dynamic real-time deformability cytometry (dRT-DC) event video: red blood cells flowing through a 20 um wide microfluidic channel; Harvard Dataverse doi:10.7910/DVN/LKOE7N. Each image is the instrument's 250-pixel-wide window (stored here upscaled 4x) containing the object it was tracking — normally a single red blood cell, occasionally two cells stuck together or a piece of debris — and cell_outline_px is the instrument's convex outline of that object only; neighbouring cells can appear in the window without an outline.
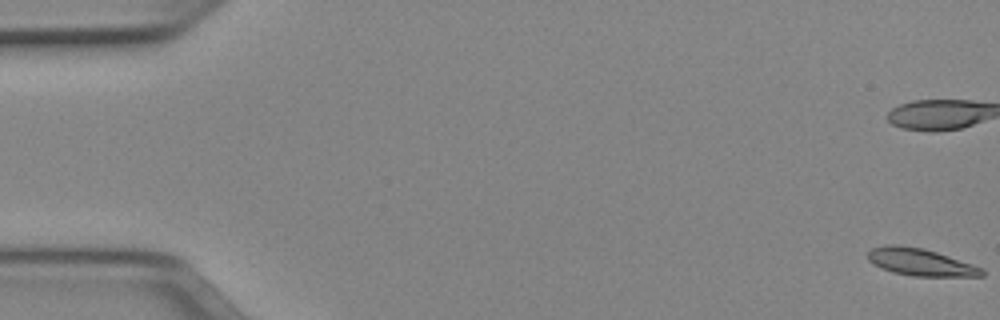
{"species": "Egyptian fruit bat (a non-hibernating species)", "species_latin": "Rousettus aegyptiacus", "temperature_condition": "cold", "stored_images_in_passage": 52, "camera_frame_rate_fps": 3000, "um_per_image_px": 0.085, "animal": {"sex": "female"}, "frame": {"image": 1, "passage_image": 1, "time_ms": 0.0, "image_size_px": [1000, 320], "cell_outline_px": [[984, 276], [912, 276], [892, 272], [880, 268], [868, 260], [868, 252], [872, 248], [884, 244], [896, 244], [924, 248], [984, 268]], "centroid_in_image_um": [78.21, 22.27], "position_along_channel_um": 6.8, "area_um2": 18.15}}